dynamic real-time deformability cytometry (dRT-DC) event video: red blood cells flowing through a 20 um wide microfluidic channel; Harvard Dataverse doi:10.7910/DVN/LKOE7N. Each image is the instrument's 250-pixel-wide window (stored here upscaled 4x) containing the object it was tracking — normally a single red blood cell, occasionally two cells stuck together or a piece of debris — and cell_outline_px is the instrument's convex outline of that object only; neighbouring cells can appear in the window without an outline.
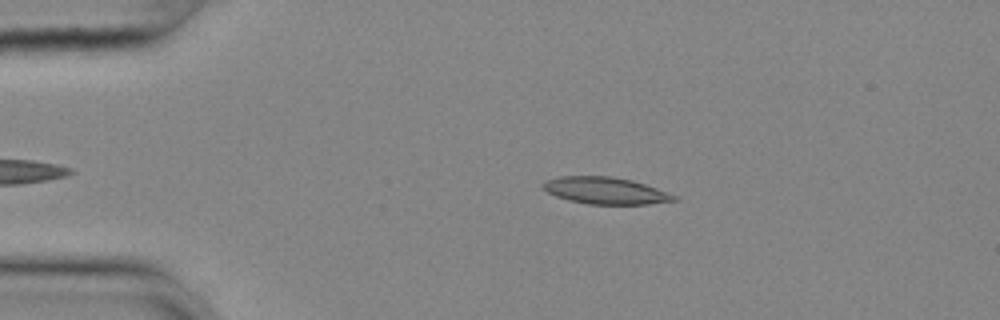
{"species": "common noctule bat (a hibernating species)", "species_latin": "Nyctalus noctula", "temperature_condition": "cold", "stored_images_in_passage": 45, "camera_frame_rate_fps": 3000, "um_per_image_px": 0.085, "animal": {"sex": "female", "body_mass_g": 25.1}, "frame": {"image": 1, "passage_image": 8, "time_ms": 2.333, "image_size_px": [1000, 320], "cell_outline_px": [[680, 200], [648, 204], [588, 204], [568, 200], [556, 196], [540, 188], [540, 184], [548, 180], [560, 176], [612, 176], [632, 180], [656, 188], [676, 196]], "centroid_in_image_um": [51.43, 16.2], "position_along_channel_um": 33.6, "area_um2": 20.52}}
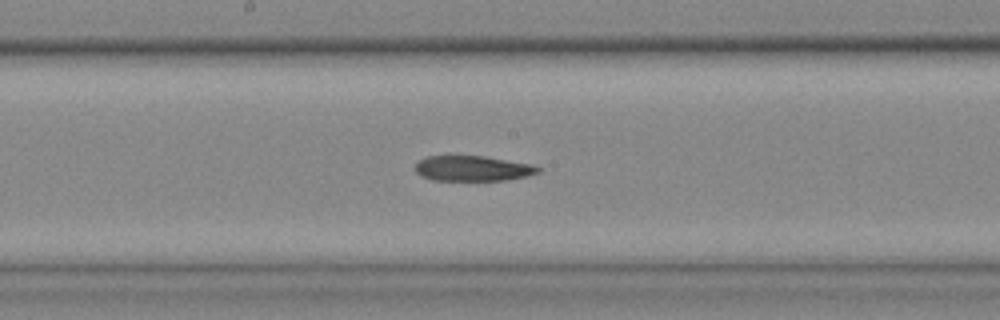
{"frame": {"image": 2, "passage_image": 26, "time_ms": 8.333, "image_size_px": [1000, 320], "cell_outline_px": [[540, 172], [508, 180], [432, 180], [420, 176], [416, 172], [416, 164], [420, 160], [428, 156], [484, 156], [532, 164], [540, 168]], "centroid_in_image_um": [40.17, 14.32], "position_along_channel_um": 208.0, "area_um2": 17.98}}
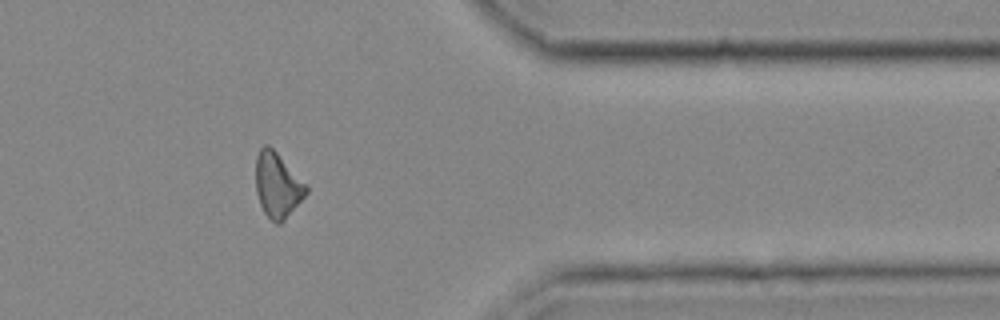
{"frame": {"image": 3, "passage_image": 42, "time_ms": 13.667, "image_size_px": [1000, 320], "cell_outline_px": [[308, 192], [284, 220], [280, 224], [276, 224], [264, 212], [260, 204], [256, 192], [256, 156], [260, 148], [264, 144], [268, 144], [308, 184]], "centroid_in_image_um": [23.59, 15.72], "position_along_channel_um": 387.8, "area_um2": 19.07}}